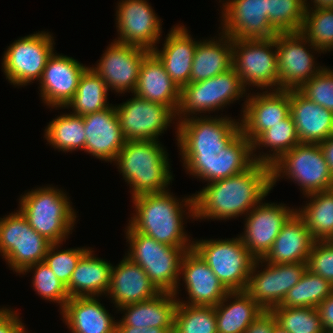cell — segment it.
<instances>
[{"label":"cell","instance_id":"obj_1","mask_svg":"<svg viewBox=\"0 0 333 333\" xmlns=\"http://www.w3.org/2000/svg\"><path fill=\"white\" fill-rule=\"evenodd\" d=\"M271 190V166L256 162L248 170L208 183L196 191L193 194L195 221L242 218Z\"/></svg>","mask_w":333,"mask_h":333},{"label":"cell","instance_id":"obj_2","mask_svg":"<svg viewBox=\"0 0 333 333\" xmlns=\"http://www.w3.org/2000/svg\"><path fill=\"white\" fill-rule=\"evenodd\" d=\"M171 190L141 194L131 198L133 212L128 223L135 231L159 243L179 248H193L185 230V221H195L193 194L177 198ZM193 219V220H192Z\"/></svg>","mask_w":333,"mask_h":333},{"label":"cell","instance_id":"obj_3","mask_svg":"<svg viewBox=\"0 0 333 333\" xmlns=\"http://www.w3.org/2000/svg\"><path fill=\"white\" fill-rule=\"evenodd\" d=\"M167 151L160 141H125L113 162L129 186L131 198L169 190L174 176Z\"/></svg>","mask_w":333,"mask_h":333},{"label":"cell","instance_id":"obj_4","mask_svg":"<svg viewBox=\"0 0 333 333\" xmlns=\"http://www.w3.org/2000/svg\"><path fill=\"white\" fill-rule=\"evenodd\" d=\"M58 185L35 187L18 199V210L29 225L52 244L66 242L77 224L71 198Z\"/></svg>","mask_w":333,"mask_h":333},{"label":"cell","instance_id":"obj_5","mask_svg":"<svg viewBox=\"0 0 333 333\" xmlns=\"http://www.w3.org/2000/svg\"><path fill=\"white\" fill-rule=\"evenodd\" d=\"M222 114L193 116L177 123L176 144L182 160H210L241 132L239 119Z\"/></svg>","mask_w":333,"mask_h":333},{"label":"cell","instance_id":"obj_6","mask_svg":"<svg viewBox=\"0 0 333 333\" xmlns=\"http://www.w3.org/2000/svg\"><path fill=\"white\" fill-rule=\"evenodd\" d=\"M125 256L138 264L148 275L159 292L174 293L180 277V265L184 254L193 248H179L157 242L152 237L125 227Z\"/></svg>","mask_w":333,"mask_h":333},{"label":"cell","instance_id":"obj_7","mask_svg":"<svg viewBox=\"0 0 333 333\" xmlns=\"http://www.w3.org/2000/svg\"><path fill=\"white\" fill-rule=\"evenodd\" d=\"M247 90L233 68L212 78L189 83L180 89L177 122L197 115L205 116L207 113L209 116L219 110L223 112L225 107L240 101V98L244 101L240 110L242 114L249 94Z\"/></svg>","mask_w":333,"mask_h":333},{"label":"cell","instance_id":"obj_8","mask_svg":"<svg viewBox=\"0 0 333 333\" xmlns=\"http://www.w3.org/2000/svg\"><path fill=\"white\" fill-rule=\"evenodd\" d=\"M283 178L297 184L303 196L333 187V176L319 144L299 143L271 165V189Z\"/></svg>","mask_w":333,"mask_h":333},{"label":"cell","instance_id":"obj_9","mask_svg":"<svg viewBox=\"0 0 333 333\" xmlns=\"http://www.w3.org/2000/svg\"><path fill=\"white\" fill-rule=\"evenodd\" d=\"M193 249L207 263L228 291L246 289L255 258L240 236L225 239H196Z\"/></svg>","mask_w":333,"mask_h":333},{"label":"cell","instance_id":"obj_10","mask_svg":"<svg viewBox=\"0 0 333 333\" xmlns=\"http://www.w3.org/2000/svg\"><path fill=\"white\" fill-rule=\"evenodd\" d=\"M55 37L47 31L34 32L9 44L2 56V72L15 87H25L41 79L47 60L56 51Z\"/></svg>","mask_w":333,"mask_h":333},{"label":"cell","instance_id":"obj_11","mask_svg":"<svg viewBox=\"0 0 333 333\" xmlns=\"http://www.w3.org/2000/svg\"><path fill=\"white\" fill-rule=\"evenodd\" d=\"M232 68L249 90H279L276 40L232 39Z\"/></svg>","mask_w":333,"mask_h":333},{"label":"cell","instance_id":"obj_12","mask_svg":"<svg viewBox=\"0 0 333 333\" xmlns=\"http://www.w3.org/2000/svg\"><path fill=\"white\" fill-rule=\"evenodd\" d=\"M0 217V256L17 275L43 262L52 244L36 232L19 210ZM18 273V274H17Z\"/></svg>","mask_w":333,"mask_h":333},{"label":"cell","instance_id":"obj_13","mask_svg":"<svg viewBox=\"0 0 333 333\" xmlns=\"http://www.w3.org/2000/svg\"><path fill=\"white\" fill-rule=\"evenodd\" d=\"M132 96L123 103L114 104L125 141H159V137L175 123L177 140L176 114L168 106L145 100L134 93Z\"/></svg>","mask_w":333,"mask_h":333},{"label":"cell","instance_id":"obj_14","mask_svg":"<svg viewBox=\"0 0 333 333\" xmlns=\"http://www.w3.org/2000/svg\"><path fill=\"white\" fill-rule=\"evenodd\" d=\"M275 40L279 90L299 89L325 67L319 65L315 57L323 52L300 32L278 33Z\"/></svg>","mask_w":333,"mask_h":333},{"label":"cell","instance_id":"obj_15","mask_svg":"<svg viewBox=\"0 0 333 333\" xmlns=\"http://www.w3.org/2000/svg\"><path fill=\"white\" fill-rule=\"evenodd\" d=\"M306 269L307 263L273 264L264 259L255 260L245 291L263 310L271 311L280 306Z\"/></svg>","mask_w":333,"mask_h":333},{"label":"cell","instance_id":"obj_16","mask_svg":"<svg viewBox=\"0 0 333 333\" xmlns=\"http://www.w3.org/2000/svg\"><path fill=\"white\" fill-rule=\"evenodd\" d=\"M116 5L118 33L114 41L149 51L158 46L163 32L162 21L147 0H120Z\"/></svg>","mask_w":333,"mask_h":333},{"label":"cell","instance_id":"obj_17","mask_svg":"<svg viewBox=\"0 0 333 333\" xmlns=\"http://www.w3.org/2000/svg\"><path fill=\"white\" fill-rule=\"evenodd\" d=\"M264 200L244 216L243 232L239 234L256 260L264 259L269 253L282 226L296 211V207H289L285 203Z\"/></svg>","mask_w":333,"mask_h":333},{"label":"cell","instance_id":"obj_18","mask_svg":"<svg viewBox=\"0 0 333 333\" xmlns=\"http://www.w3.org/2000/svg\"><path fill=\"white\" fill-rule=\"evenodd\" d=\"M91 68L105 81L112 92L120 94L135 91L140 66L149 50L112 41ZM114 90V91H113Z\"/></svg>","mask_w":333,"mask_h":333},{"label":"cell","instance_id":"obj_19","mask_svg":"<svg viewBox=\"0 0 333 333\" xmlns=\"http://www.w3.org/2000/svg\"><path fill=\"white\" fill-rule=\"evenodd\" d=\"M220 9L218 29L232 39H266L278 34L268 20V0H225Z\"/></svg>","mask_w":333,"mask_h":333},{"label":"cell","instance_id":"obj_20","mask_svg":"<svg viewBox=\"0 0 333 333\" xmlns=\"http://www.w3.org/2000/svg\"><path fill=\"white\" fill-rule=\"evenodd\" d=\"M182 281V285L181 282ZM184 286L187 301L180 299L179 290ZM229 291L220 282L207 263L194 250H188L181 261L180 277L174 291L178 303L192 306H216Z\"/></svg>","mask_w":333,"mask_h":333},{"label":"cell","instance_id":"obj_21","mask_svg":"<svg viewBox=\"0 0 333 333\" xmlns=\"http://www.w3.org/2000/svg\"><path fill=\"white\" fill-rule=\"evenodd\" d=\"M180 161L187 174L206 184L239 174L256 163L252 142L242 132L210 160Z\"/></svg>","mask_w":333,"mask_h":333},{"label":"cell","instance_id":"obj_22","mask_svg":"<svg viewBox=\"0 0 333 333\" xmlns=\"http://www.w3.org/2000/svg\"><path fill=\"white\" fill-rule=\"evenodd\" d=\"M87 67L73 57L54 51L38 81L42 103L51 109L65 107L75 95L79 79Z\"/></svg>","mask_w":333,"mask_h":333},{"label":"cell","instance_id":"obj_23","mask_svg":"<svg viewBox=\"0 0 333 333\" xmlns=\"http://www.w3.org/2000/svg\"><path fill=\"white\" fill-rule=\"evenodd\" d=\"M290 114V90L249 91L239 117L241 132L253 142L262 132Z\"/></svg>","mask_w":333,"mask_h":333},{"label":"cell","instance_id":"obj_24","mask_svg":"<svg viewBox=\"0 0 333 333\" xmlns=\"http://www.w3.org/2000/svg\"><path fill=\"white\" fill-rule=\"evenodd\" d=\"M86 142L84 153L113 163L125 140L114 105L83 116Z\"/></svg>","mask_w":333,"mask_h":333},{"label":"cell","instance_id":"obj_25","mask_svg":"<svg viewBox=\"0 0 333 333\" xmlns=\"http://www.w3.org/2000/svg\"><path fill=\"white\" fill-rule=\"evenodd\" d=\"M159 293L145 271L125 255L118 264L112 265L106 296L114 304L115 313L118 308L152 299Z\"/></svg>","mask_w":333,"mask_h":333},{"label":"cell","instance_id":"obj_26","mask_svg":"<svg viewBox=\"0 0 333 333\" xmlns=\"http://www.w3.org/2000/svg\"><path fill=\"white\" fill-rule=\"evenodd\" d=\"M198 42L184 24H175L167 33L161 49L156 46L152 50L179 89L190 83L192 62Z\"/></svg>","mask_w":333,"mask_h":333},{"label":"cell","instance_id":"obj_27","mask_svg":"<svg viewBox=\"0 0 333 333\" xmlns=\"http://www.w3.org/2000/svg\"><path fill=\"white\" fill-rule=\"evenodd\" d=\"M290 116L300 143L320 144L333 136V112L290 89Z\"/></svg>","mask_w":333,"mask_h":333},{"label":"cell","instance_id":"obj_28","mask_svg":"<svg viewBox=\"0 0 333 333\" xmlns=\"http://www.w3.org/2000/svg\"><path fill=\"white\" fill-rule=\"evenodd\" d=\"M60 314L70 333H116L117 319L100 297L69 298Z\"/></svg>","mask_w":333,"mask_h":333},{"label":"cell","instance_id":"obj_29","mask_svg":"<svg viewBox=\"0 0 333 333\" xmlns=\"http://www.w3.org/2000/svg\"><path fill=\"white\" fill-rule=\"evenodd\" d=\"M133 93L145 100L168 106L175 114L177 112L180 89L165 71L161 60L152 51L143 59Z\"/></svg>","mask_w":333,"mask_h":333},{"label":"cell","instance_id":"obj_30","mask_svg":"<svg viewBox=\"0 0 333 333\" xmlns=\"http://www.w3.org/2000/svg\"><path fill=\"white\" fill-rule=\"evenodd\" d=\"M314 242L304 219L295 211L282 226L264 260L273 264L307 263Z\"/></svg>","mask_w":333,"mask_h":333},{"label":"cell","instance_id":"obj_31","mask_svg":"<svg viewBox=\"0 0 333 333\" xmlns=\"http://www.w3.org/2000/svg\"><path fill=\"white\" fill-rule=\"evenodd\" d=\"M177 305L173 293L160 292L152 299L118 308L117 313L123 315L116 326L174 328Z\"/></svg>","mask_w":333,"mask_h":333},{"label":"cell","instance_id":"obj_32","mask_svg":"<svg viewBox=\"0 0 333 333\" xmlns=\"http://www.w3.org/2000/svg\"><path fill=\"white\" fill-rule=\"evenodd\" d=\"M91 247L78 261L66 286L69 297H106L113 263L99 258Z\"/></svg>","mask_w":333,"mask_h":333},{"label":"cell","instance_id":"obj_33","mask_svg":"<svg viewBox=\"0 0 333 333\" xmlns=\"http://www.w3.org/2000/svg\"><path fill=\"white\" fill-rule=\"evenodd\" d=\"M197 43L190 83L212 78L232 68V38L223 33L210 39H200Z\"/></svg>","mask_w":333,"mask_h":333},{"label":"cell","instance_id":"obj_34","mask_svg":"<svg viewBox=\"0 0 333 333\" xmlns=\"http://www.w3.org/2000/svg\"><path fill=\"white\" fill-rule=\"evenodd\" d=\"M217 333H244L264 310L245 291H229L216 305Z\"/></svg>","mask_w":333,"mask_h":333},{"label":"cell","instance_id":"obj_35","mask_svg":"<svg viewBox=\"0 0 333 333\" xmlns=\"http://www.w3.org/2000/svg\"><path fill=\"white\" fill-rule=\"evenodd\" d=\"M295 123L290 114L280 123L262 132L253 142V156L257 163L273 165L284 153L298 145ZM266 148L269 151L263 150ZM262 150V151H261Z\"/></svg>","mask_w":333,"mask_h":333},{"label":"cell","instance_id":"obj_36","mask_svg":"<svg viewBox=\"0 0 333 333\" xmlns=\"http://www.w3.org/2000/svg\"><path fill=\"white\" fill-rule=\"evenodd\" d=\"M109 91L105 81L88 65L79 79L73 98L65 107L55 109H71L70 113L79 116L98 112L112 105L107 98Z\"/></svg>","mask_w":333,"mask_h":333},{"label":"cell","instance_id":"obj_37","mask_svg":"<svg viewBox=\"0 0 333 333\" xmlns=\"http://www.w3.org/2000/svg\"><path fill=\"white\" fill-rule=\"evenodd\" d=\"M305 205L296 207L315 241L333 240V191L326 190L303 196Z\"/></svg>","mask_w":333,"mask_h":333},{"label":"cell","instance_id":"obj_38","mask_svg":"<svg viewBox=\"0 0 333 333\" xmlns=\"http://www.w3.org/2000/svg\"><path fill=\"white\" fill-rule=\"evenodd\" d=\"M83 116L74 115L70 112L61 113L53 118L44 130V140L58 152L72 153L84 151L85 135Z\"/></svg>","mask_w":333,"mask_h":333},{"label":"cell","instance_id":"obj_39","mask_svg":"<svg viewBox=\"0 0 333 333\" xmlns=\"http://www.w3.org/2000/svg\"><path fill=\"white\" fill-rule=\"evenodd\" d=\"M332 292L333 285L329 281L306 269L299 282L287 292L280 306L317 308Z\"/></svg>","mask_w":333,"mask_h":333},{"label":"cell","instance_id":"obj_40","mask_svg":"<svg viewBox=\"0 0 333 333\" xmlns=\"http://www.w3.org/2000/svg\"><path fill=\"white\" fill-rule=\"evenodd\" d=\"M173 333H217L215 307L178 303Z\"/></svg>","mask_w":333,"mask_h":333},{"label":"cell","instance_id":"obj_41","mask_svg":"<svg viewBox=\"0 0 333 333\" xmlns=\"http://www.w3.org/2000/svg\"><path fill=\"white\" fill-rule=\"evenodd\" d=\"M300 33L323 54L333 51V8L305 10Z\"/></svg>","mask_w":333,"mask_h":333},{"label":"cell","instance_id":"obj_42","mask_svg":"<svg viewBox=\"0 0 333 333\" xmlns=\"http://www.w3.org/2000/svg\"><path fill=\"white\" fill-rule=\"evenodd\" d=\"M30 272L33 273L31 287L35 294L48 302L58 303V310L61 311L70 298L66 285L56 277L44 261L27 267L21 274L27 275Z\"/></svg>","mask_w":333,"mask_h":333},{"label":"cell","instance_id":"obj_43","mask_svg":"<svg viewBox=\"0 0 333 333\" xmlns=\"http://www.w3.org/2000/svg\"><path fill=\"white\" fill-rule=\"evenodd\" d=\"M271 312L289 333H324L317 308L278 306Z\"/></svg>","mask_w":333,"mask_h":333},{"label":"cell","instance_id":"obj_44","mask_svg":"<svg viewBox=\"0 0 333 333\" xmlns=\"http://www.w3.org/2000/svg\"><path fill=\"white\" fill-rule=\"evenodd\" d=\"M304 0H268V20L278 33L300 32Z\"/></svg>","mask_w":333,"mask_h":333},{"label":"cell","instance_id":"obj_45","mask_svg":"<svg viewBox=\"0 0 333 333\" xmlns=\"http://www.w3.org/2000/svg\"><path fill=\"white\" fill-rule=\"evenodd\" d=\"M61 245L63 243H54L49 246L44 263L67 286L78 261L91 247L61 249Z\"/></svg>","mask_w":333,"mask_h":333},{"label":"cell","instance_id":"obj_46","mask_svg":"<svg viewBox=\"0 0 333 333\" xmlns=\"http://www.w3.org/2000/svg\"><path fill=\"white\" fill-rule=\"evenodd\" d=\"M298 90L309 100L333 112V68L325 66Z\"/></svg>","mask_w":333,"mask_h":333},{"label":"cell","instance_id":"obj_47","mask_svg":"<svg viewBox=\"0 0 333 333\" xmlns=\"http://www.w3.org/2000/svg\"><path fill=\"white\" fill-rule=\"evenodd\" d=\"M307 269L333 285V240L313 243L307 260Z\"/></svg>","mask_w":333,"mask_h":333},{"label":"cell","instance_id":"obj_48","mask_svg":"<svg viewBox=\"0 0 333 333\" xmlns=\"http://www.w3.org/2000/svg\"><path fill=\"white\" fill-rule=\"evenodd\" d=\"M19 315L18 311L13 308L0 307V333H19L24 326Z\"/></svg>","mask_w":333,"mask_h":333},{"label":"cell","instance_id":"obj_49","mask_svg":"<svg viewBox=\"0 0 333 333\" xmlns=\"http://www.w3.org/2000/svg\"><path fill=\"white\" fill-rule=\"evenodd\" d=\"M277 320L271 311L261 312L244 333H272Z\"/></svg>","mask_w":333,"mask_h":333},{"label":"cell","instance_id":"obj_50","mask_svg":"<svg viewBox=\"0 0 333 333\" xmlns=\"http://www.w3.org/2000/svg\"><path fill=\"white\" fill-rule=\"evenodd\" d=\"M317 310L324 331L333 330V292L317 306Z\"/></svg>","mask_w":333,"mask_h":333},{"label":"cell","instance_id":"obj_51","mask_svg":"<svg viewBox=\"0 0 333 333\" xmlns=\"http://www.w3.org/2000/svg\"><path fill=\"white\" fill-rule=\"evenodd\" d=\"M174 328L116 326V333H173Z\"/></svg>","mask_w":333,"mask_h":333},{"label":"cell","instance_id":"obj_52","mask_svg":"<svg viewBox=\"0 0 333 333\" xmlns=\"http://www.w3.org/2000/svg\"><path fill=\"white\" fill-rule=\"evenodd\" d=\"M320 148L324 154L325 160L328 163L330 172L333 176V136L328 137L326 140L322 141Z\"/></svg>","mask_w":333,"mask_h":333},{"label":"cell","instance_id":"obj_53","mask_svg":"<svg viewBox=\"0 0 333 333\" xmlns=\"http://www.w3.org/2000/svg\"><path fill=\"white\" fill-rule=\"evenodd\" d=\"M304 5L305 10L328 9L333 8V0H304Z\"/></svg>","mask_w":333,"mask_h":333},{"label":"cell","instance_id":"obj_54","mask_svg":"<svg viewBox=\"0 0 333 333\" xmlns=\"http://www.w3.org/2000/svg\"><path fill=\"white\" fill-rule=\"evenodd\" d=\"M272 333H289V332H287L284 328H282L280 325L276 323Z\"/></svg>","mask_w":333,"mask_h":333},{"label":"cell","instance_id":"obj_55","mask_svg":"<svg viewBox=\"0 0 333 333\" xmlns=\"http://www.w3.org/2000/svg\"><path fill=\"white\" fill-rule=\"evenodd\" d=\"M25 327H26V325H24V326L21 328V330L19 331V333H29V332H28V328L26 329Z\"/></svg>","mask_w":333,"mask_h":333},{"label":"cell","instance_id":"obj_56","mask_svg":"<svg viewBox=\"0 0 333 333\" xmlns=\"http://www.w3.org/2000/svg\"><path fill=\"white\" fill-rule=\"evenodd\" d=\"M324 333H333V330H326Z\"/></svg>","mask_w":333,"mask_h":333},{"label":"cell","instance_id":"obj_57","mask_svg":"<svg viewBox=\"0 0 333 333\" xmlns=\"http://www.w3.org/2000/svg\"><path fill=\"white\" fill-rule=\"evenodd\" d=\"M224 1H225V0H219V3H221V4H222Z\"/></svg>","mask_w":333,"mask_h":333}]
</instances>
